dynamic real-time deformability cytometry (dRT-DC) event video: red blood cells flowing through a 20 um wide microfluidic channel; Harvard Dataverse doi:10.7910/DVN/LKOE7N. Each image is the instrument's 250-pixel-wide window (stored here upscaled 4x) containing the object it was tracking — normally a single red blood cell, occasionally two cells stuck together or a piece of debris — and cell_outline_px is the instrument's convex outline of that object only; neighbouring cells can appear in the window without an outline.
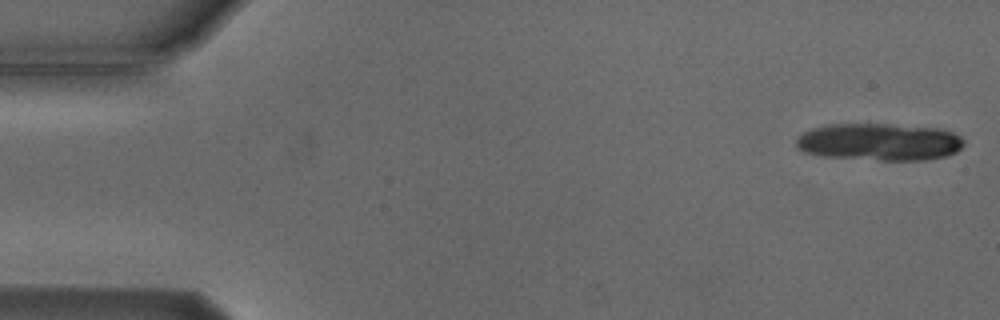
{"species": "Egyptian fruit bat (a non-hibernating species)", "species_latin": "Rousettus aegyptiacus", "temperature_condition": "cold", "stored_images_in_passage": 6, "camera_frame_rate_fps": 3000, "um_per_image_px": 0.085, "animal": {"sex": "male"}, "frame": {"image": 1, "passage_image": 1, "time_ms": 0.0, "image_size_px": [1000, 320], "cell_outline_px": [[964, 144], [956, 152], [948, 156], [928, 160], [880, 160], [820, 156], [804, 152], [796, 148], [796, 140], [804, 132], [812, 128], [828, 124], [884, 124], [940, 128], [952, 132], [960, 136], [964, 140]], "centroid_in_image_um": [74.75, 12.07], "position_along_channel_um": 10.2, "area_um2": 36.65}}